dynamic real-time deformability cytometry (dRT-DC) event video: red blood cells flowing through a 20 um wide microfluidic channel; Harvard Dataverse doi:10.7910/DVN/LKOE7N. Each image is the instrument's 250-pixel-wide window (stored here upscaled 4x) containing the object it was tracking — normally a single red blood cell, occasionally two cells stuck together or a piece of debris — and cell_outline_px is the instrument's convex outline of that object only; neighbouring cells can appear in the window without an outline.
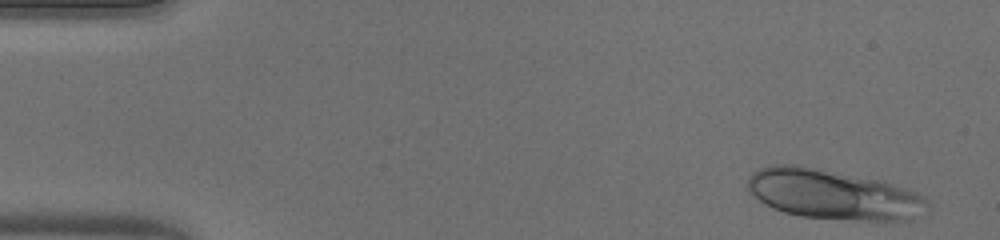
{"species": "human", "species_latin": "Homo sapiens", "temperature_condition": "warm", "stored_images_in_passage": 48, "camera_frame_rate_fps": 3000, "um_per_image_px": 0.085, "donor": {"sex": "male"}, "frame": {"image": 1, "passage_image": 2, "time_ms": 0.333, "image_size_px": [1000, 240], "cell_outline_px": [[928, 208], [912, 220], [856, 220], [800, 216], [784, 212], [764, 204], [748, 192], [748, 176], [752, 172], [760, 168], [776, 164], [800, 164], [880, 180], [908, 188], [924, 196], [928, 200]], "centroid_in_image_um": [70.81, 16.51], "position_along_channel_um": 14.2, "area_um2": 52.6}}
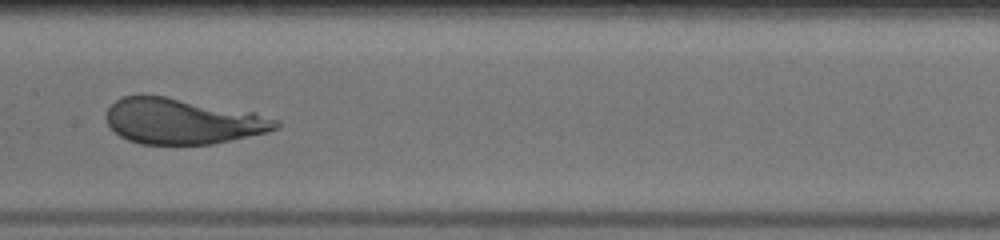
{"frame": {"image": 2, "passage_image": 24, "time_ms": 7.667, "image_size_px": [1000, 240], "cell_outline_px": [[280, 124], [276, 128], [268, 132], [212, 144], [140, 144], [128, 140], [120, 136], [108, 124], [104, 116], [108, 108], [116, 100], [124, 96], [140, 92], [144, 92], [256, 112], [280, 120]], "centroid_in_image_um": [15.49, 10.27], "position_along_channel_um": 191.9, "area_um2": 45.84}}
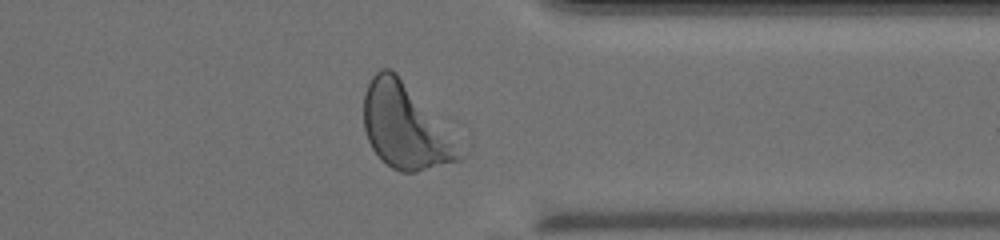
{"frame": {"image": 3, "passage_image": 38, "time_ms": 12.333, "image_size_px": [1000, 240], "cell_outline_px": [[468, 156], [460, 160], [416, 172], [400, 172], [392, 168], [380, 160], [372, 148], [368, 140], [364, 128], [364, 92], [372, 76], [380, 68], [388, 68], [396, 72], [468, 152]], "centroid_in_image_um": [34.47, 10.79], "position_along_channel_um": 376.9, "area_um2": 47.51}, "authors_computed_cell_mechanics": {"area_um2": 47.5694, "velocity_mm_per_s": 4.0699, "shape_relaxation_time_tau1_ms": 2.6191, "shape_relaxation_time_tau2_ms": null, "deformation_change_tau1": 0.1626, "deformation_change_tau2": null}}